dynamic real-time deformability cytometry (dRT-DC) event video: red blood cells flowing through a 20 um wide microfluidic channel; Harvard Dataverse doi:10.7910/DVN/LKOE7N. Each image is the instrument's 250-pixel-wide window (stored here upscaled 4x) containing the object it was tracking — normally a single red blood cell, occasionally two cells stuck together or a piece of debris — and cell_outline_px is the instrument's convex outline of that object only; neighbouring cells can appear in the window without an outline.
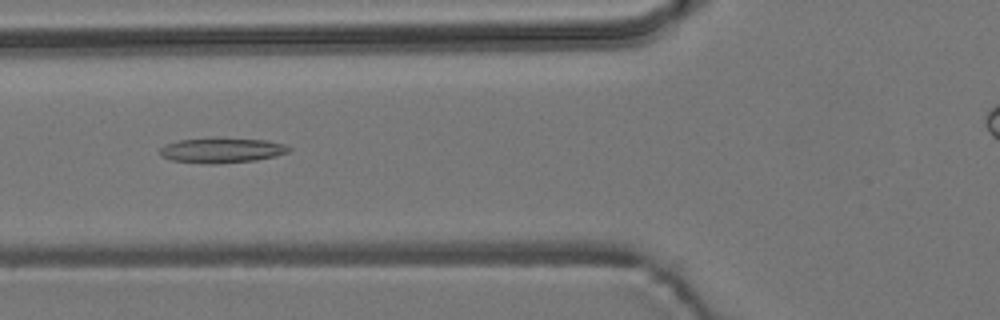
{"species": "common noctule bat (a hibernating species)", "species_latin": "Nyctalus noctula", "temperature_condition": "room temperature", "stored_images_in_passage": 8, "camera_frame_rate_fps": 3000, "um_per_image_px": 0.085, "animal": {"sex": "male", "body_mass_g": 19.2, "forearm_length_mm": 51.8}, "frame": {"image": 1, "passage_image": 6, "time_ms": 5.667, "image_size_px": [1000, 320], "cell_outline_px": [[292, 148], [288, 152], [276, 156], [256, 160], [212, 164], [208, 164], [172, 160], [160, 156], [160, 148], [164, 144], [180, 140], [208, 136], [220, 136], [268, 140], [284, 144]], "centroid_in_image_um": [18.84, 12.73], "position_along_channel_um": 107.0, "area_um2": 19.54}}
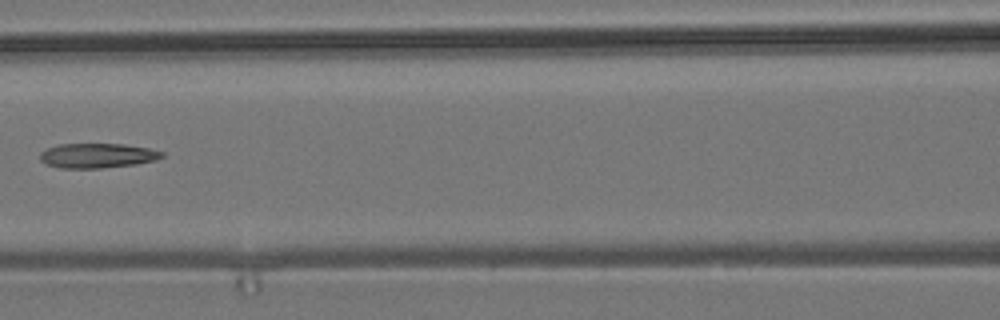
{"frame": {"image": 2, "passage_image": 7, "time_ms": 7.0, "image_size_px": [1000, 320], "cell_outline_px": [[164, 156], [156, 160], [136, 164], [100, 168], [60, 168], [48, 164], [40, 160], [40, 152], [48, 148], [60, 144], [124, 144], [148, 148], [164, 152]], "centroid_in_image_um": [8.29, 13.22], "position_along_channel_um": 158.3, "area_um2": 17.46}}
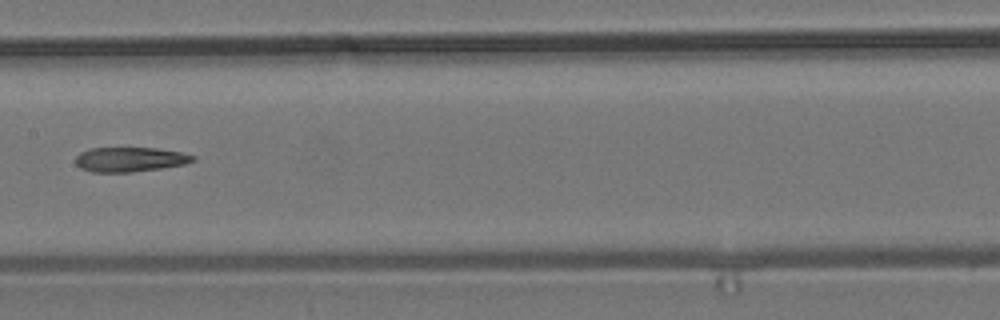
{"frame": {"image": 3, "passage_image": 8, "time_ms": 8.0, "image_size_px": [1000, 320], "cell_outline_px": [[196, 160], [184, 164], [160, 168], [132, 172], [92, 172], [80, 168], [76, 164], [76, 156], [80, 152], [92, 148], [156, 148], [180, 152], [196, 156]], "centroid_in_image_um": [11.04, 13.55], "position_along_channel_um": 196.4, "area_um2": 16.76}}